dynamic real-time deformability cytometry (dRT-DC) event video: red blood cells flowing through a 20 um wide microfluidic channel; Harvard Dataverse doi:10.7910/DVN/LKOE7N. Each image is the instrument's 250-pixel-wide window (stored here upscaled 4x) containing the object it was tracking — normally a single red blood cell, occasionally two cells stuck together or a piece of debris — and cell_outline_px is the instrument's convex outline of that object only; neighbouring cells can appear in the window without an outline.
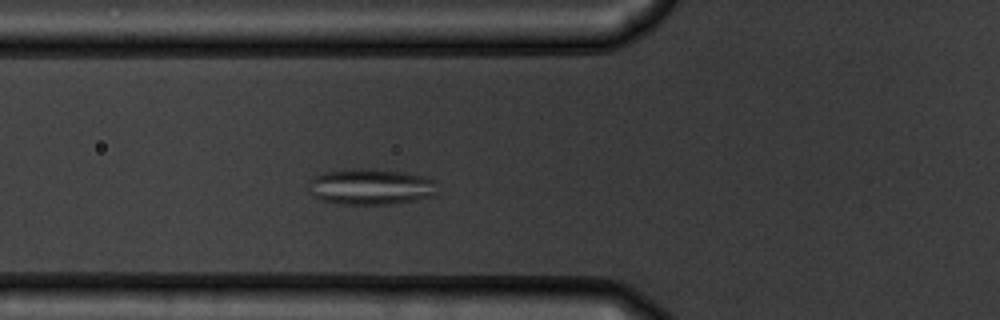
{"species": "common noctule bat (a hibernating species)", "species_latin": "Nyctalus noctula", "temperature_condition": "warm", "stored_images_in_passage": 40, "camera_frame_rate_fps": 3000, "um_per_image_px": 0.085, "animal": {"sex": "male", "body_mass_g": 19.5, "forearm_length_mm": 54.6}, "frame": {"image": 1, "passage_image": 5, "time_ms": 1.333, "image_size_px": [1000, 320], "cell_outline_px": [[436, 192], [432, 196], [392, 204], [340, 204], [320, 200], [312, 196], [308, 192], [308, 180], [312, 176], [320, 172], [356, 168], [372, 168], [408, 172], [424, 176], [436, 180]], "centroid_in_image_um": [31.44, 15.85], "position_along_channel_um": 94.4, "area_um2": 27.69}}
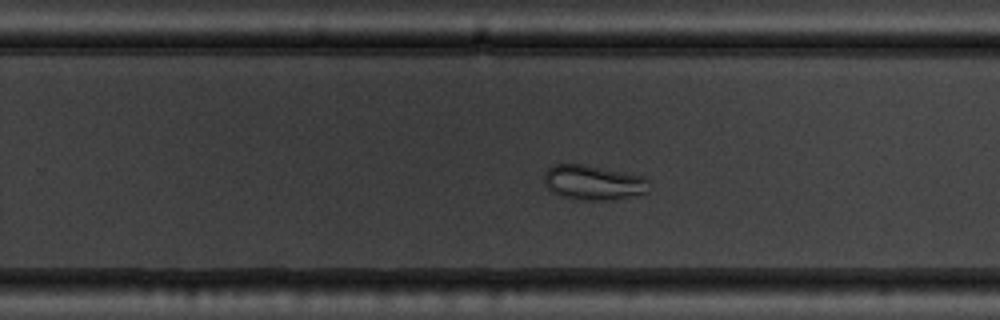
{"frame": {"image": 2, "passage_image": 20, "time_ms": 6.333, "image_size_px": [1000, 320], "cell_outline_px": [[652, 188], [648, 192], [612, 200], [572, 200], [560, 196], [552, 192], [544, 184], [544, 172], [552, 164], [588, 164], [644, 176], [648, 180]], "centroid_in_image_um": [50.43, 15.51], "position_along_channel_um": 279.4, "area_um2": 21.91}}
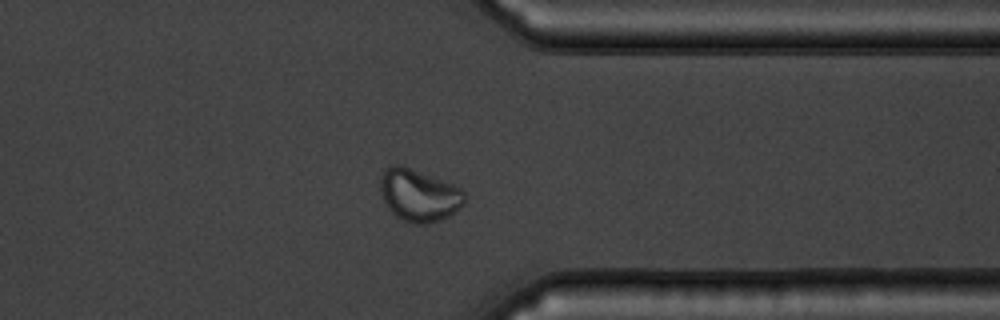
{"frame": {"image": 3, "passage_image": 28, "time_ms": 9.0, "image_size_px": [1000, 320], "cell_outline_px": [[464, 204], [448, 216], [440, 220], [428, 224], [416, 224], [404, 220], [396, 216], [388, 208], [380, 192], [380, 176], [392, 164], [400, 164], [452, 184], [460, 188], [464, 192]], "centroid_in_image_um": [35.59, 16.6], "position_along_channel_um": 375.8, "area_um2": 25.37}, "authors_computed_cell_mechanics": {"area_um2": 25.2586, "velocity_mm_per_s": 3.7096, "shape_relaxation_time_tau1_ms": 5.5991, "shape_relaxation_time_tau2_ms": 2.1146, "deformation_change_tau1": 0.0946, "deformation_change_tau2": 0.0514}}